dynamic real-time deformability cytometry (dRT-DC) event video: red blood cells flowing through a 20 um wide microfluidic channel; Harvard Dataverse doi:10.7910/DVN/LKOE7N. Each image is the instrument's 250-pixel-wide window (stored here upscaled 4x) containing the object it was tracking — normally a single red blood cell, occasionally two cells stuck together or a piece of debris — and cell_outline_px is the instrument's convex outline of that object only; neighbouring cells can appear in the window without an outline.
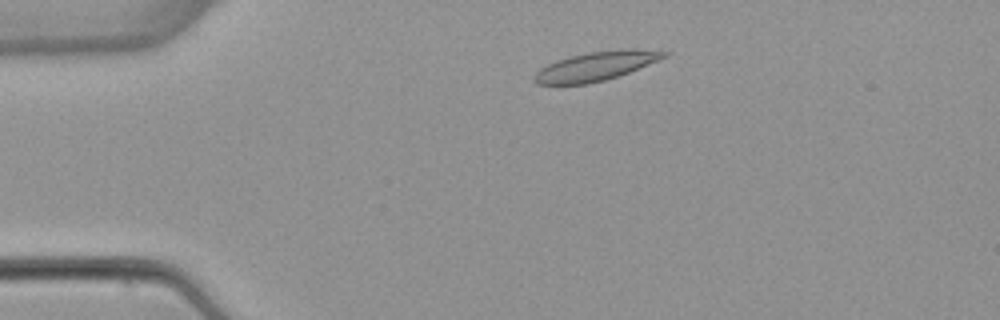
{"species": "common noctule bat (a hibernating species)", "species_latin": "Nyctalus noctula", "temperature_condition": "warm", "stored_images_in_passage": 48, "camera_frame_rate_fps": 3000, "um_per_image_px": 0.085, "animal": {"sex": "female", "body_mass_g": 22.7, "forearm_length_mm": 54.2}, "frame": {"image": 1, "passage_image": 6, "time_ms": 1.667, "image_size_px": [1000, 320], "cell_outline_px": [[672, 52], [668, 56], [628, 72], [604, 80], [588, 84], [536, 84], [532, 80], [532, 76], [540, 68], [556, 60], [588, 52], [632, 48]], "centroid_in_image_um": [50.63, 5.62], "position_along_channel_um": 34.4, "area_um2": 21.79}}
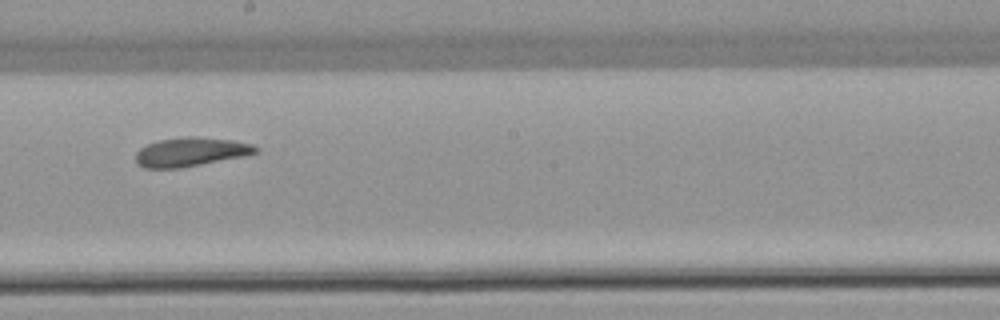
{"frame": {"image": 2, "passage_image": 25, "time_ms": 8.0, "image_size_px": [1000, 320], "cell_outline_px": [[260, 148], [256, 152], [248, 156], [180, 168], [144, 168], [136, 164], [136, 152], [140, 148], [156, 140], [188, 136], [192, 136], [232, 140], [252, 144]], "centroid_in_image_um": [16.22, 12.92], "position_along_channel_um": 232.0, "area_um2": 20.46}}
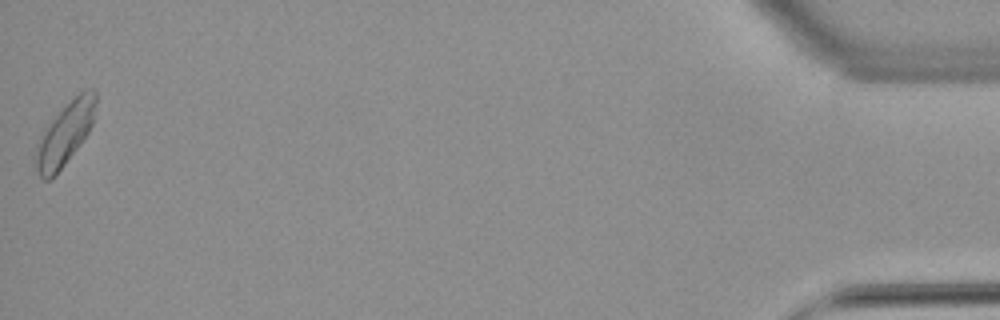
{"frame": {"image": 3, "passage_image": 48, "time_ms": 15.667, "image_size_px": [1000, 320], "cell_outline_px": [[96, 104], [92, 124], [88, 132], [80, 144], [64, 164], [48, 180], [44, 180], [40, 176], [32, 160], [32, 156], [36, 144], [40, 136], [48, 124], [84, 88], [96, 88]], "centroid_in_image_um": [5.5, 11.38], "position_along_channel_um": 429.7, "area_um2": 21.62}, "authors_computed_cell_mechanics": {"area_um2": 20.3167, "velocity_mm_per_s": 3.8378, "shape_relaxation_time_tau1_ms": 9.3946, "shape_relaxation_time_tau2_ms": 2.3746, "deformation_change_tau1": 0.1933, "deformation_change_tau2": 0.0796}}